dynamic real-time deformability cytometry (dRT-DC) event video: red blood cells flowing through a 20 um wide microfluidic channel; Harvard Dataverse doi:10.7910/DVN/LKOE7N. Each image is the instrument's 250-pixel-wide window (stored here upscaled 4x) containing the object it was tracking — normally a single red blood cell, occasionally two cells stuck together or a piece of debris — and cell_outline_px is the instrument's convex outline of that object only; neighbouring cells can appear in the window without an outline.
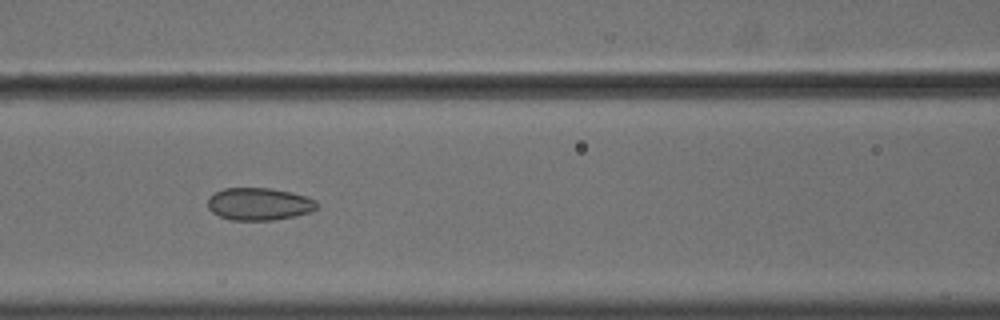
{"species": "common noctule bat (a hibernating species)", "species_latin": "Nyctalus noctula", "temperature_condition": "cold", "stored_images_in_passage": 55, "camera_frame_rate_fps": 3000, "um_per_image_px": 0.085, "animal": {"sex": "male", "body_mass_g": 18.8}, "frame": {"image": 1, "passage_image": 24, "time_ms": 7.667, "image_size_px": [1000, 320], "cell_outline_px": [[316, 208], [312, 212], [296, 216], [272, 220], [232, 220], [220, 216], [212, 212], [208, 208], [208, 200], [216, 192], [224, 188], [268, 188], [292, 192], [316, 200]], "centroid_in_image_um": [22.04, 17.34], "position_along_channel_um": 144.6, "area_um2": 20.52}}
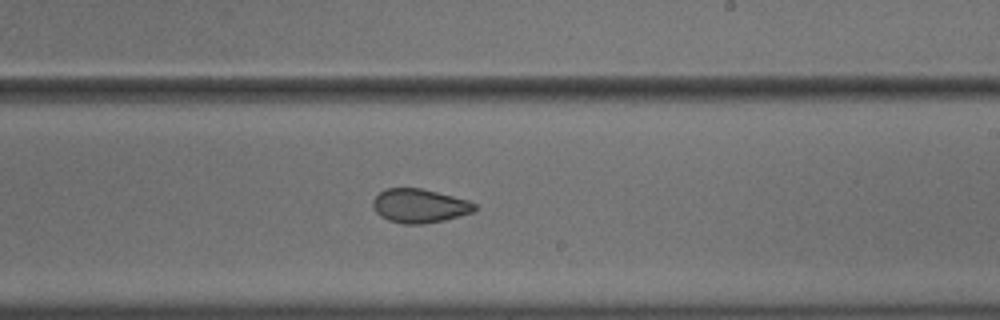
{"frame": {"image": 2, "passage_image": 33, "time_ms": 10.667, "image_size_px": [1000, 320], "cell_outline_px": [[476, 208], [472, 212], [444, 220], [420, 224], [404, 224], [388, 220], [380, 216], [376, 212], [372, 204], [372, 200], [380, 192], [388, 188], [420, 188], [468, 200], [476, 204]], "centroid_in_image_um": [35.63, 17.5], "position_along_channel_um": 253.4, "area_um2": 19.88}}
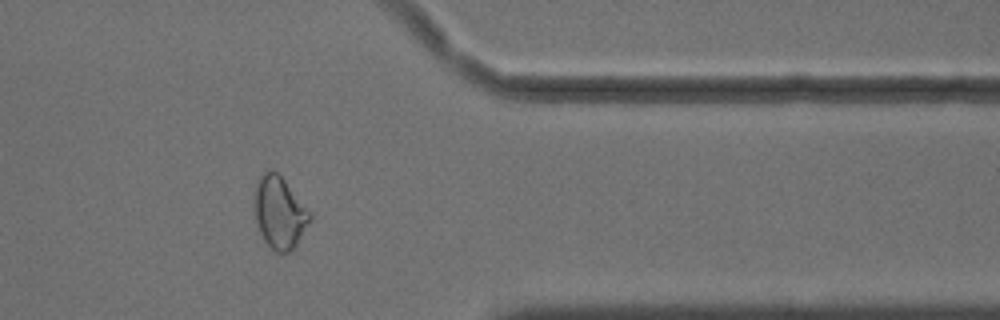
{"frame": {"image": 3, "passage_image": 45, "time_ms": 14.667, "image_size_px": [1000, 320], "cell_outline_px": [[312, 220], [296, 244], [288, 252], [276, 252], [264, 240], [260, 232], [256, 220], [252, 204], [256, 180], [264, 172], [272, 168], [284, 180], [312, 212]], "centroid_in_image_um": [23.74, 18.03], "position_along_channel_um": 387.7, "area_um2": 23.52}, "authors_computed_cell_mechanics": {"area_um2": 22.8888, "velocity_mm_per_s": 3.6246, "shape_relaxation_time_tau1_ms": null, "shape_relaxation_time_tau2_ms": 1.872, "deformation_change_tau1": null, "deformation_change_tau2": 0.0724}}